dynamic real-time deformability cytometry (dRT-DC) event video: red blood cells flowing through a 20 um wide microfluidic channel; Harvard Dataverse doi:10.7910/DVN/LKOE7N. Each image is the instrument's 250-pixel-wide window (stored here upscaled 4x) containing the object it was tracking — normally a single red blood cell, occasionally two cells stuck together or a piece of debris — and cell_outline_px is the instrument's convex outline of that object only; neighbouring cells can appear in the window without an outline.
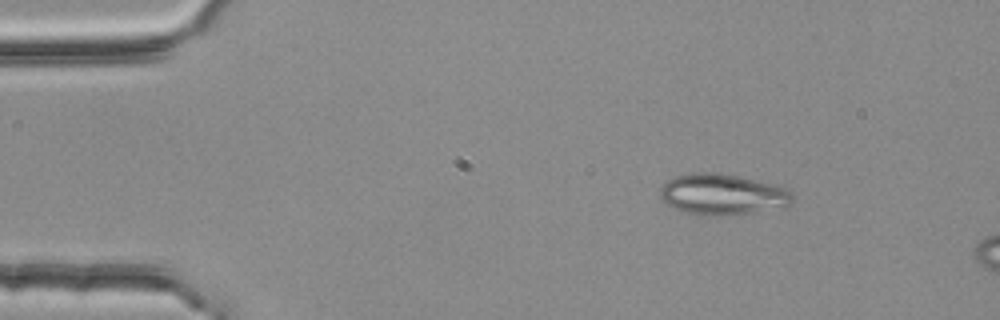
{"species": "common noctule bat (a hibernating species)", "species_latin": "Nyctalus noctula", "temperature_condition": "room temperature", "stored_images_in_passage": 3, "camera_frame_rate_fps": 3000, "um_per_image_px": 0.085, "animal": {"sex": "female", "body_mass_g": 25.1}, "frame": {"image": 1, "passage_image": 1, "time_ms": 0.0, "image_size_px": [1000, 320], "cell_outline_px": [[792, 204], [784, 208], [756, 212], [716, 216], [704, 216], [684, 212], [660, 200], [660, 188], [668, 180], [676, 176], [692, 172], [712, 172], [740, 176], [780, 184], [792, 192]], "centroid_in_image_um": [61.47, 16.52], "position_along_channel_um": 23.5, "area_um2": 32.19}}